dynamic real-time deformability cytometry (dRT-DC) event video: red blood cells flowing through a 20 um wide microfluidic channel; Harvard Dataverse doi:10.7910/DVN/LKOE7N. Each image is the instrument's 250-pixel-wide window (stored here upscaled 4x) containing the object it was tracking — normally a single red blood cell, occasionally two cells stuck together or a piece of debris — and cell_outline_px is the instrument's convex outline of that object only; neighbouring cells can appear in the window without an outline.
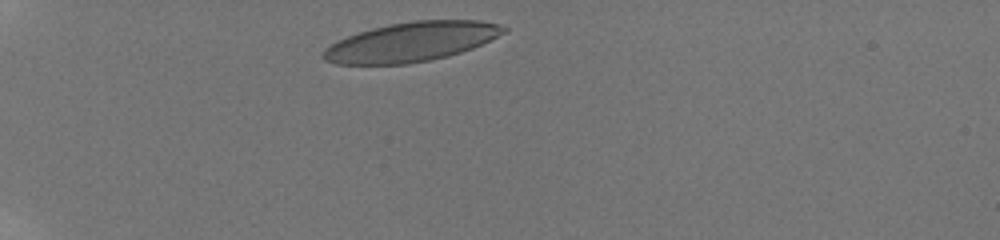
{"species": "human", "species_latin": "Homo sapiens", "temperature_condition": "room temperature", "stored_images_in_passage": 9, "camera_frame_rate_fps": 3000, "um_per_image_px": 0.085, "donor": {"sex": "male"}, "frame": {"image": 1, "passage_image": 1, "time_ms": 0.0, "image_size_px": [1000, 240], "cell_outline_px": [[508, 32], [472, 48], [448, 56], [408, 64], [336, 64], [324, 60], [324, 48], [336, 40], [372, 28], [388, 24], [416, 20], [480, 20], [496, 24], [508, 28]], "centroid_in_image_um": [34.97, 3.55], "position_along_channel_um": 50.0, "area_um2": 41.27}}
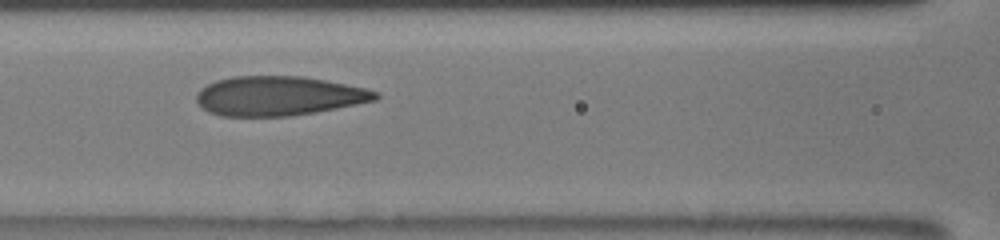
{"frame": {"image": 2, "passage_image": 6, "time_ms": 3.667, "image_size_px": [1000, 240], "cell_outline_px": [[380, 96], [376, 100], [336, 108], [288, 116], [220, 116], [208, 112], [196, 100], [196, 92], [200, 88], [216, 80], [232, 76], [304, 76], [364, 88], [376, 92]], "centroid_in_image_um": [23.62, 8.15], "position_along_channel_um": 143.0, "area_um2": 40.86}}